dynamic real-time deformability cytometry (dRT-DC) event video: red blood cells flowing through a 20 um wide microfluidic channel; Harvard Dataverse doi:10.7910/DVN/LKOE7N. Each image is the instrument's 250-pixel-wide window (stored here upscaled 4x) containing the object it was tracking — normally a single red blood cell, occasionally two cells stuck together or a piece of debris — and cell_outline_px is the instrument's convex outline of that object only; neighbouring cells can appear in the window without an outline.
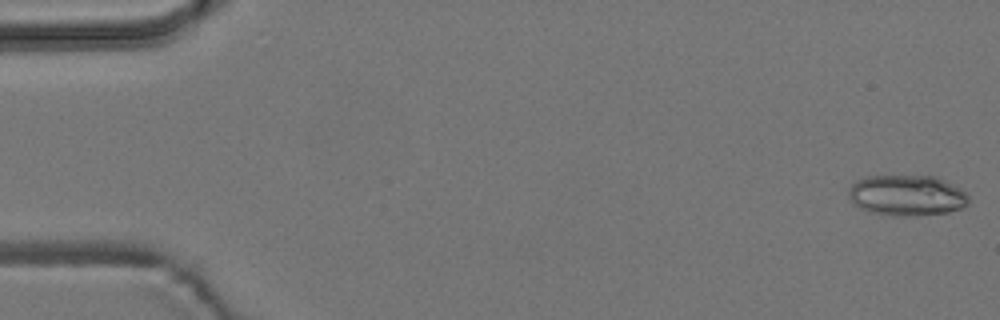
{"species": "common noctule bat (a hibernating species)", "species_latin": "Nyctalus noctula", "temperature_condition": "room temperature", "stored_images_in_passage": 5, "camera_frame_rate_fps": 3000, "um_per_image_px": 0.085, "animal": {"sex": "male", "body_mass_g": 19.2, "forearm_length_mm": 51.8}, "frame": {"image": 1, "passage_image": 1, "time_ms": 0.0, "image_size_px": [1000, 320], "cell_outline_px": [[968, 204], [964, 208], [948, 212], [916, 216], [892, 216], [872, 212], [852, 204], [848, 196], [848, 188], [856, 180], [868, 176], [936, 176], [960, 188], [968, 196]], "centroid_in_image_um": [77.07, 16.61], "position_along_channel_um": 7.9, "area_um2": 28.73}}